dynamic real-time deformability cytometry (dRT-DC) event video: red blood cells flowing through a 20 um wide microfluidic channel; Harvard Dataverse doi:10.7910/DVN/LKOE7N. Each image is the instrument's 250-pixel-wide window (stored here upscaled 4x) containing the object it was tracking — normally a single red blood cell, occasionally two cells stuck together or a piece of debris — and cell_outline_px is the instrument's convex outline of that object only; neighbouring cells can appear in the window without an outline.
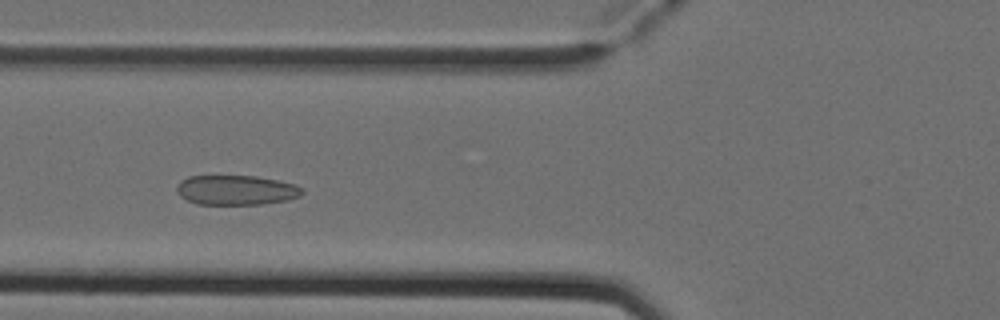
{"species": "Egyptian fruit bat (a non-hibernating species)", "species_latin": "Rousettus aegyptiacus", "temperature_condition": "cold", "stored_images_in_passage": 6, "camera_frame_rate_fps": 3000, "um_per_image_px": 0.085, "animal": {"sex": "female"}, "frame": {"image": 1, "passage_image": 4, "time_ms": 1.0, "image_size_px": [1000, 320], "cell_outline_px": [[304, 192], [300, 196], [288, 200], [264, 204], [196, 204], [180, 196], [176, 188], [180, 180], [188, 176], [256, 176], [296, 184], [304, 188]], "centroid_in_image_um": [20.1, 16.16], "position_along_channel_um": 105.7, "area_um2": 21.85}}
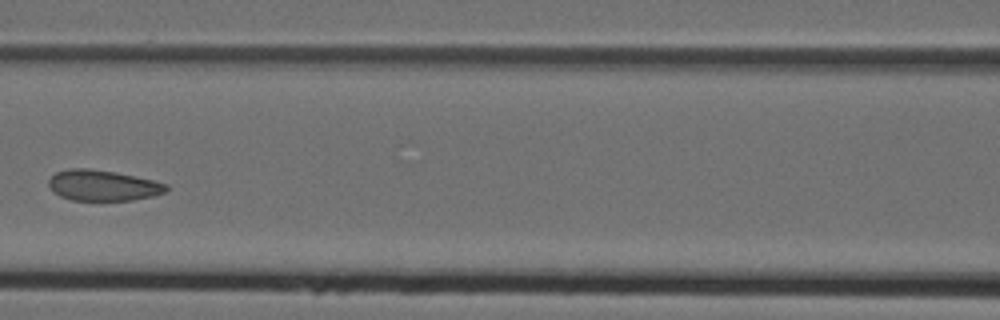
{"frame": {"image": 2, "passage_image": 5, "time_ms": 1.333, "image_size_px": [1000, 320], "cell_outline_px": [[168, 188], [164, 192], [152, 196], [132, 200], [72, 200], [60, 196], [52, 192], [48, 184], [48, 180], [56, 172], [72, 168], [88, 168], [116, 172], [152, 180], [168, 184]], "centroid_in_image_um": [8.71, 15.76], "position_along_channel_um": 157.9, "area_um2": 20.98}}
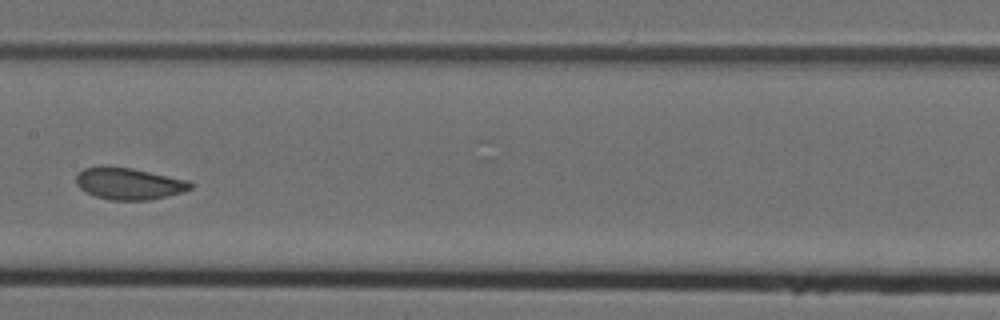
{"frame": {"image": 3, "passage_image": 6, "time_ms": 1.667, "image_size_px": [1000, 320], "cell_outline_px": [[192, 188], [184, 192], [148, 200], [108, 200], [84, 192], [76, 184], [76, 176], [84, 168], [100, 164], [132, 168], [188, 180], [192, 184]], "centroid_in_image_um": [10.92, 15.59], "position_along_channel_um": 196.5, "area_um2": 21.44}}